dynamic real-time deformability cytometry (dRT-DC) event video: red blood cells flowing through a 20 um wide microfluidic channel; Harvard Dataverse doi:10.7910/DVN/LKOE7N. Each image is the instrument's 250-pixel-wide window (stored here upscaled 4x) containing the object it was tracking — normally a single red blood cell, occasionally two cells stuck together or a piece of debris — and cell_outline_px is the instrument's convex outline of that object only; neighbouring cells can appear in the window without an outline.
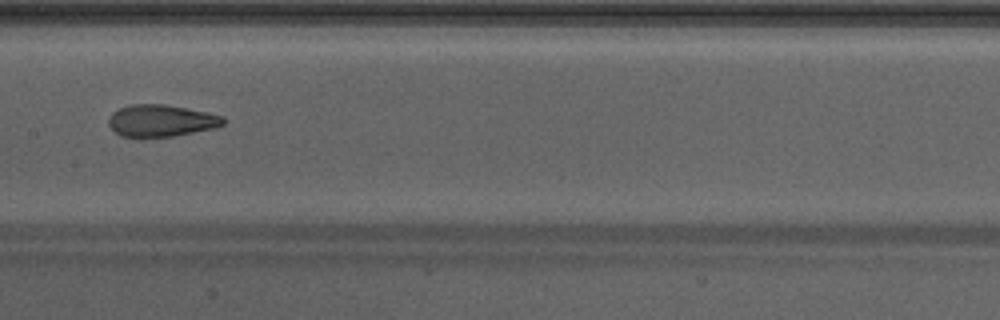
{"species": "Egyptian fruit bat (a non-hibernating species)", "species_latin": "Rousettus aegyptiacus", "temperature_condition": "warm", "stored_images_in_passage": 23, "camera_frame_rate_fps": 3000, "um_per_image_px": 0.085, "animal": {"sex": "male"}, "frame": {"image": 1, "passage_image": 10, "time_ms": 3.0, "image_size_px": [1000, 320], "cell_outline_px": [[224, 124], [216, 128], [172, 136], [124, 136], [116, 132], [108, 124], [108, 120], [112, 112], [128, 104], [164, 104], [208, 112], [224, 116]], "centroid_in_image_um": [13.72, 10.24], "position_along_channel_um": 193.7, "area_um2": 21.15}}